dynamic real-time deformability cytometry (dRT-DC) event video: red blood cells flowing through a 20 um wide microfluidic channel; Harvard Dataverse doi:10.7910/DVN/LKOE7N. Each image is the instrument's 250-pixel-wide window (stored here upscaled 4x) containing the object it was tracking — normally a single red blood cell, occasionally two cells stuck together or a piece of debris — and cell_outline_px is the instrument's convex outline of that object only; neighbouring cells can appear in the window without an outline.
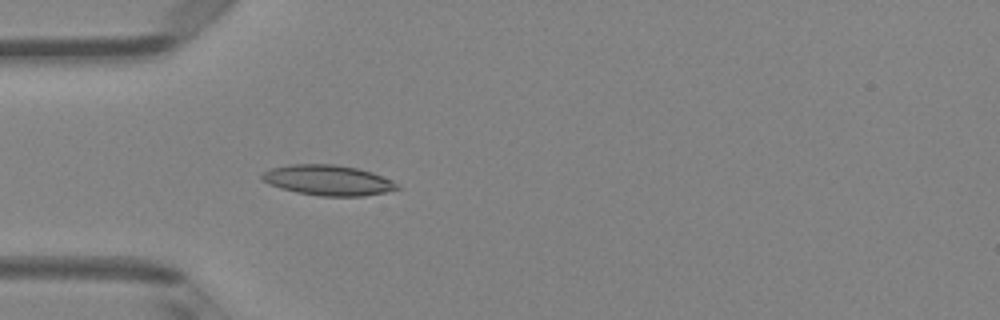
{"species": "Egyptian fruit bat (a non-hibernating species)", "species_latin": "Rousettus aegyptiacus", "temperature_condition": "room temperature", "stored_images_in_passage": 49, "camera_frame_rate_fps": 3000, "um_per_image_px": 0.085, "animal": {"sex": "female"}, "frame": {"image": 1, "passage_image": 15, "time_ms": 4.667, "image_size_px": [1000, 320], "cell_outline_px": [[400, 188], [384, 192], [364, 196], [320, 196], [296, 192], [280, 188], [268, 184], [260, 176], [264, 172], [272, 168], [292, 164], [336, 164], [356, 168], [372, 172], [392, 180]], "centroid_in_image_um": [27.87, 15.32], "position_along_channel_um": 57.1, "area_um2": 23.76}}
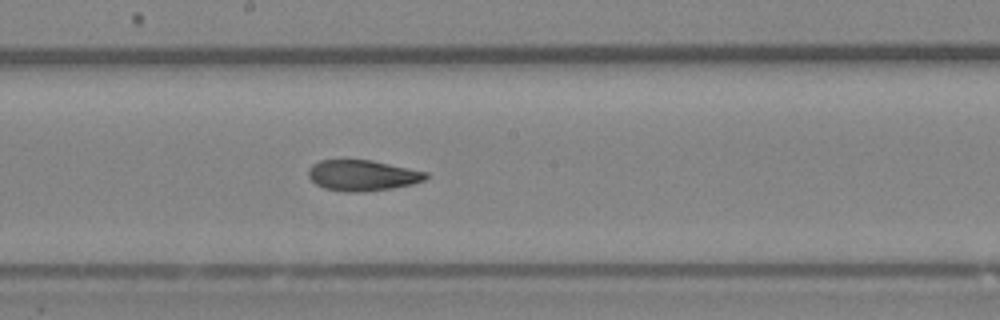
{"frame": {"image": 2, "passage_image": 27, "time_ms": 8.667, "image_size_px": [1000, 320], "cell_outline_px": [[428, 176], [424, 180], [412, 184], [392, 188], [364, 192], [344, 192], [324, 188], [316, 184], [308, 176], [308, 168], [312, 164], [320, 160], [372, 160], [428, 172]], "centroid_in_image_um": [30.79, 14.91], "position_along_channel_um": 217.4, "area_um2": 21.15}}
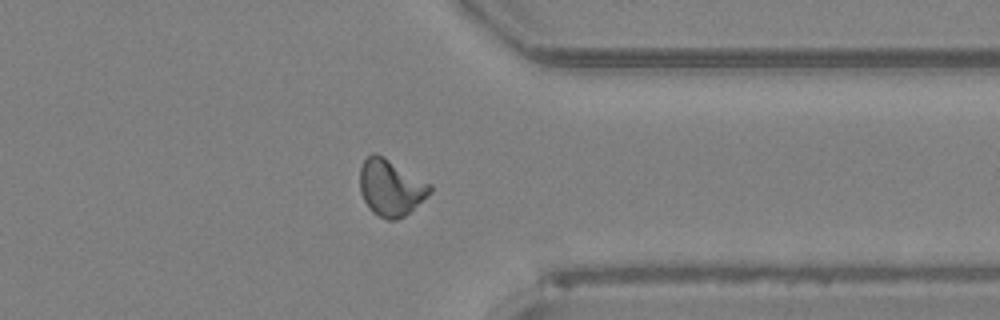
{"frame": {"image": 3, "passage_image": 39, "time_ms": 12.667, "image_size_px": [1000, 320], "cell_outline_px": [[432, 192], [404, 216], [396, 220], [388, 220], [372, 212], [368, 208], [360, 192], [360, 168], [364, 160], [372, 152], [376, 152], [384, 156], [432, 184]], "centroid_in_image_um": [33.21, 15.93], "position_along_channel_um": 378.2, "area_um2": 23.18}, "authors_computed_cell_mechanics": {"area_um2": 21.9062, "velocity_mm_per_s": 4.1462, "shape_relaxation_time_tau1_ms": 8.4405, "shape_relaxation_time_tau2_ms": 2.7942, "deformation_change_tau1": 0.1955, "deformation_change_tau2": 0.0823}}